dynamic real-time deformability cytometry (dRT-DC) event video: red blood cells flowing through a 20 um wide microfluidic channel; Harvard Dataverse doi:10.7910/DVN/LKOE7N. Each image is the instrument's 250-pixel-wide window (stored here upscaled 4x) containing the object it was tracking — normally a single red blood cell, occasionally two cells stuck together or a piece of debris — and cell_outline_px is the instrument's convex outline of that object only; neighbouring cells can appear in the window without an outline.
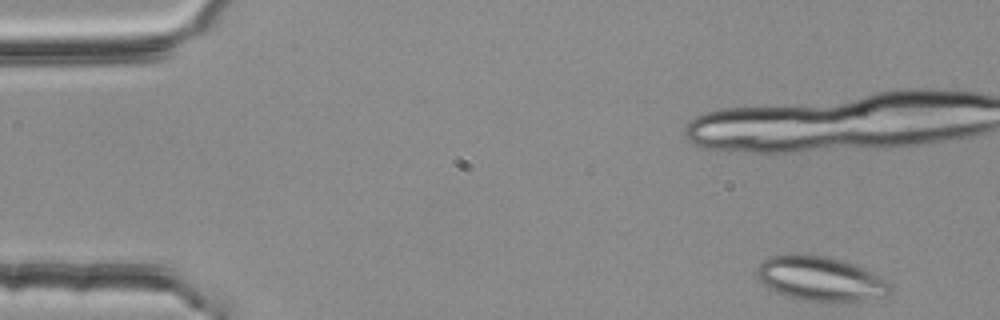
{"species": "common noctule bat (a hibernating species)", "species_latin": "Nyctalus noctula", "temperature_condition": "room temperature", "stored_images_in_passage": 49, "camera_frame_rate_fps": 3000, "um_per_image_px": 0.085, "animal": {"sex": "female", "body_mass_g": 25.1}, "frame": {"image": 1, "passage_image": 1, "time_ms": 0.0, "image_size_px": [1000, 320], "cell_outline_px": [[892, 292], [888, 296], [856, 304], [820, 304], [788, 296], [776, 292], [768, 288], [756, 276], [756, 268], [768, 256], [788, 252], [796, 252], [828, 256], [852, 264], [872, 272], [892, 284]], "centroid_in_image_um": [69.78, 23.73], "position_along_channel_um": 15.2, "area_um2": 36.3}, "authors_computed_cell_mechanics": {"area_um2": 19.2474, "velocity_mm_per_s": 3.7493, "shape_relaxation_time_tau1_ms": 8.8242, "shape_relaxation_time_tau2_ms": 1.9438, "deformation_change_tau1": 0.1385, "deformation_change_tau2": 0.0809}}